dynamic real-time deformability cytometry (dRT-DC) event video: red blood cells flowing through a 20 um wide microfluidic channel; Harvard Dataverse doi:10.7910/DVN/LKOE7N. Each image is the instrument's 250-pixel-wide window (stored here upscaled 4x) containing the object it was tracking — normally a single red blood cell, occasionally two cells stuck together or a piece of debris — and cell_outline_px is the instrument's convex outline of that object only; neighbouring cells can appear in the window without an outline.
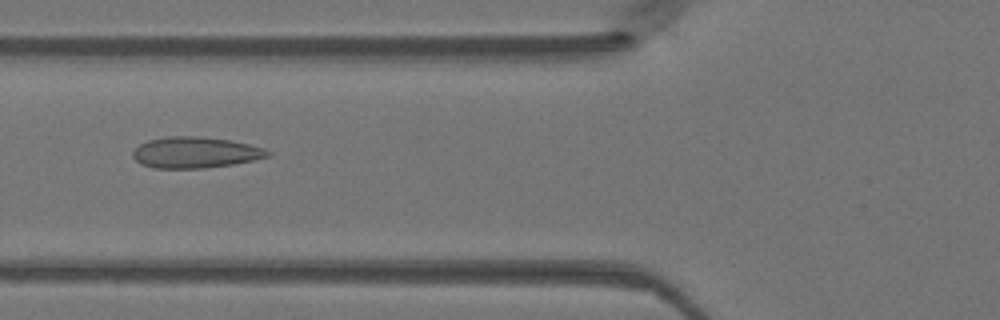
{"species": "Egyptian fruit bat (a non-hibernating species)", "species_latin": "Rousettus aegyptiacus", "temperature_condition": "warm", "stored_images_in_passage": 47, "camera_frame_rate_fps": 3000, "um_per_image_px": 0.085, "animal": {"sex": "female"}, "frame": {"image": 1, "passage_image": 17, "time_ms": 5.333, "image_size_px": [1000, 320], "cell_outline_px": [[272, 156], [232, 164], [204, 168], [152, 168], [140, 164], [132, 156], [132, 152], [140, 144], [148, 140], [168, 136], [200, 136], [232, 140], [264, 148], [272, 152]], "centroid_in_image_um": [16.61, 12.96], "position_along_channel_um": 109.2, "area_um2": 24.57}}
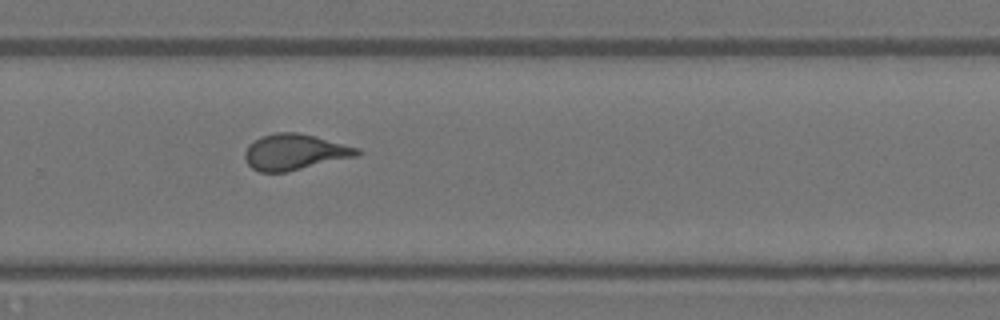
{"frame": {"image": 2, "passage_image": 31, "time_ms": 10.0, "image_size_px": [1000, 320], "cell_outline_px": [[360, 152], [356, 156], [288, 172], [260, 172], [252, 168], [244, 160], [244, 152], [248, 144], [260, 136], [276, 132], [300, 132], [316, 136], [360, 148]], "centroid_in_image_um": [25.01, 12.91], "position_along_channel_um": 304.8, "area_um2": 23.7}}
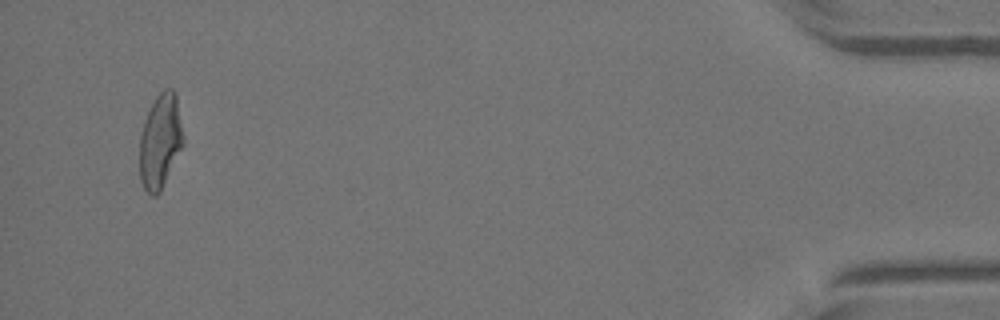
{"frame": {"image": 3, "passage_image": 45, "time_ms": 14.667, "image_size_px": [1000, 320], "cell_outline_px": [[184, 144], [160, 192], [156, 196], [152, 196], [144, 188], [140, 180], [140, 136], [144, 120], [156, 96], [164, 88], [172, 88], [176, 96], [184, 140]], "centroid_in_image_um": [13.62, 12.02], "position_along_channel_um": 421.6, "area_um2": 23.87}}